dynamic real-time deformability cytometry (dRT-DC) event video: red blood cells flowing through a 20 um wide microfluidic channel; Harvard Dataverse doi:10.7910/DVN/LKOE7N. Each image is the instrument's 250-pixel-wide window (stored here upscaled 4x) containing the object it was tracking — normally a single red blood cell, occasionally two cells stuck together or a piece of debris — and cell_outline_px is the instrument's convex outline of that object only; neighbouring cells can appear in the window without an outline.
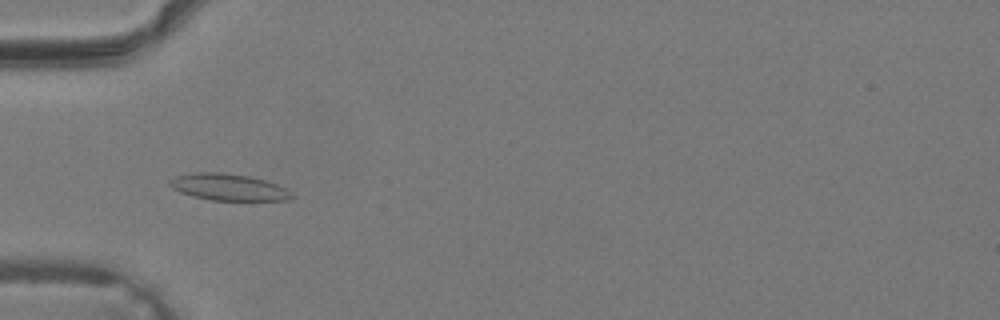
{"species": "common noctule bat (a hibernating species)", "species_latin": "Nyctalus noctula", "temperature_condition": "warm", "stored_images_in_passage": 32, "camera_frame_rate_fps": 3000, "um_per_image_px": 0.085, "animal": {"sex": "male", "body_mass_g": 19.2, "forearm_length_mm": 51.8}, "frame": {"image": 1, "passage_image": 6, "time_ms": 1.667, "image_size_px": [1000, 320], "cell_outline_px": [[296, 196], [288, 200], [208, 200], [192, 196], [180, 192], [172, 188], [168, 184], [168, 180], [176, 176], [196, 172], [224, 172], [248, 176], [264, 180], [276, 184], [292, 192]], "centroid_in_image_um": [19.4, 15.91], "position_along_channel_um": 65.6, "area_um2": 19.02}}
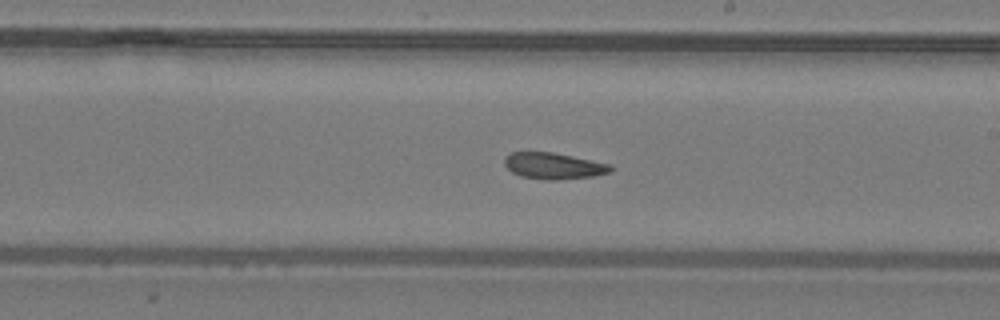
{"frame": {"image": 2, "passage_image": 16, "time_ms": 5.0, "image_size_px": [1000, 320], "cell_outline_px": [[612, 172], [592, 176], [556, 180], [544, 180], [520, 176], [512, 172], [504, 164], [504, 160], [512, 152], [552, 152], [612, 164]], "centroid_in_image_um": [47.08, 14.1], "position_along_channel_um": 241.9, "area_um2": 16.24}}
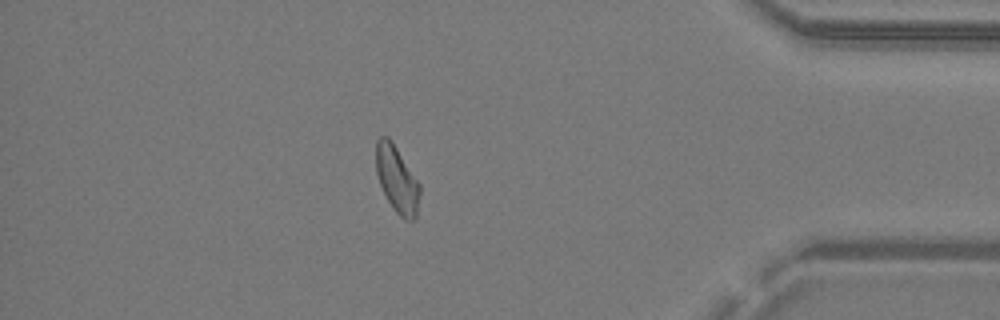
{"frame": {"image": 3, "passage_image": 27, "time_ms": 8.667, "image_size_px": [1000, 320], "cell_outline_px": [[420, 192], [416, 220], [404, 220], [392, 208], [380, 184], [376, 172], [376, 140], [380, 136], [388, 136], [392, 140], [420, 184]], "centroid_in_image_um": [33.74, 15.24], "position_along_channel_um": 401.5, "area_um2": 17.11}}